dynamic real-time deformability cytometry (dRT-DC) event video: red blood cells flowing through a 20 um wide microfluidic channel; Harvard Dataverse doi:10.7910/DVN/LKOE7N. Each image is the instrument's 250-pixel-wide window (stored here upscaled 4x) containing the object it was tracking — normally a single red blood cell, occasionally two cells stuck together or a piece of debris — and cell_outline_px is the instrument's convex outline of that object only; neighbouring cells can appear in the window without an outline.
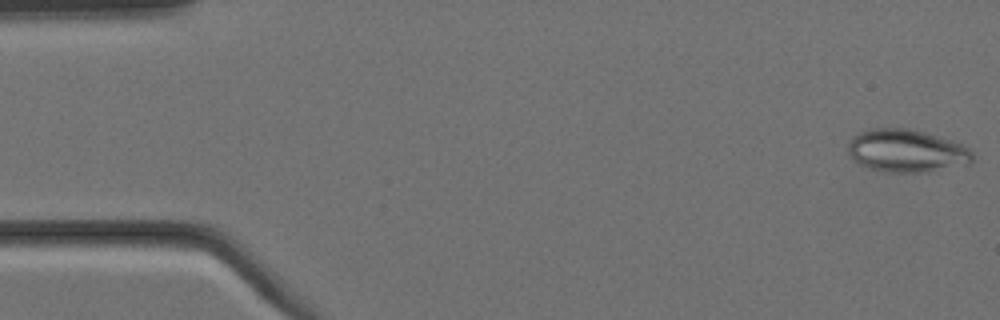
{"species": "Egyptian fruit bat (a non-hibernating species)", "species_latin": "Rousettus aegyptiacus", "temperature_condition": "cold", "stored_images_in_passage": 5, "camera_frame_rate_fps": 3000, "um_per_image_px": 0.085, "animal": {"sex": "female"}, "frame": {"image": 1, "passage_image": 1, "time_ms": 0.0, "image_size_px": [1000, 320], "cell_outline_px": [[972, 164], [928, 172], [884, 172], [868, 168], [852, 160], [848, 156], [848, 144], [852, 136], [868, 128], [908, 128], [924, 132], [952, 140], [968, 148], [972, 152]], "centroid_in_image_um": [77.03, 12.83], "position_along_channel_um": 8.0, "area_um2": 31.44}}